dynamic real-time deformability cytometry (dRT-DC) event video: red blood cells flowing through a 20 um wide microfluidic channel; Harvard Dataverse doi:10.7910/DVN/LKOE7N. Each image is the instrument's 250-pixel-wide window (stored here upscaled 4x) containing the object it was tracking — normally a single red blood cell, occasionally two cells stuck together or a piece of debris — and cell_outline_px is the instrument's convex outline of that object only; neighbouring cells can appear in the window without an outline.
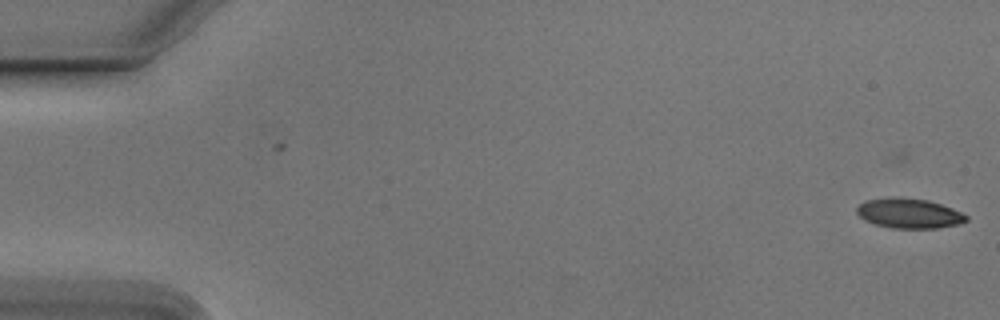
{"species": "Egyptian fruit bat (a non-hibernating species)", "species_latin": "Rousettus aegyptiacus", "temperature_condition": "cold", "stored_images_in_passage": 24, "camera_frame_rate_fps": 3000, "um_per_image_px": 0.085, "animal": {"sex": "male"}, "frame": {"image": 1, "passage_image": 4, "time_ms": 1.0, "image_size_px": [1000, 320], "cell_outline_px": [[968, 220], [956, 224], [936, 228], [892, 228], [876, 224], [860, 216], [856, 212], [856, 208], [864, 200], [928, 200], [952, 208], [968, 216]], "centroid_in_image_um": [77.31, 18.18], "position_along_channel_um": 7.7, "area_um2": 17.98}}
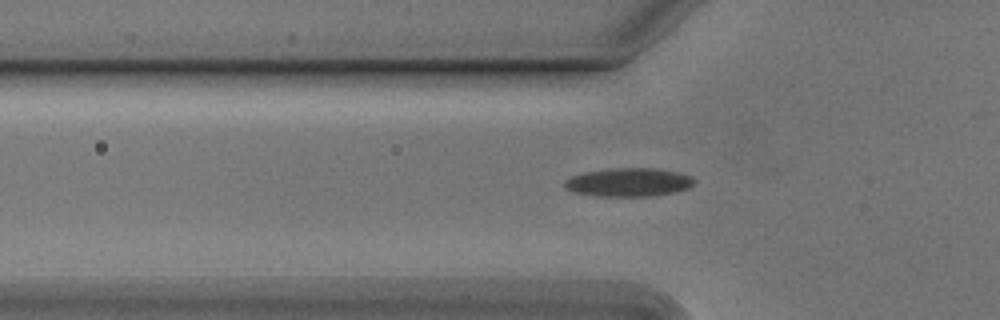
{"frame": {"image": 2, "passage_image": 21, "time_ms": 6.667, "image_size_px": [1000, 320], "cell_outline_px": [[696, 180], [688, 188], [676, 192], [652, 196], [592, 196], [576, 192], [564, 188], [564, 180], [572, 176], [584, 172], [608, 168], [656, 168], [680, 172], [692, 176]], "centroid_in_image_um": [53.44, 15.48], "position_along_channel_um": 72.4, "area_um2": 21.79}}